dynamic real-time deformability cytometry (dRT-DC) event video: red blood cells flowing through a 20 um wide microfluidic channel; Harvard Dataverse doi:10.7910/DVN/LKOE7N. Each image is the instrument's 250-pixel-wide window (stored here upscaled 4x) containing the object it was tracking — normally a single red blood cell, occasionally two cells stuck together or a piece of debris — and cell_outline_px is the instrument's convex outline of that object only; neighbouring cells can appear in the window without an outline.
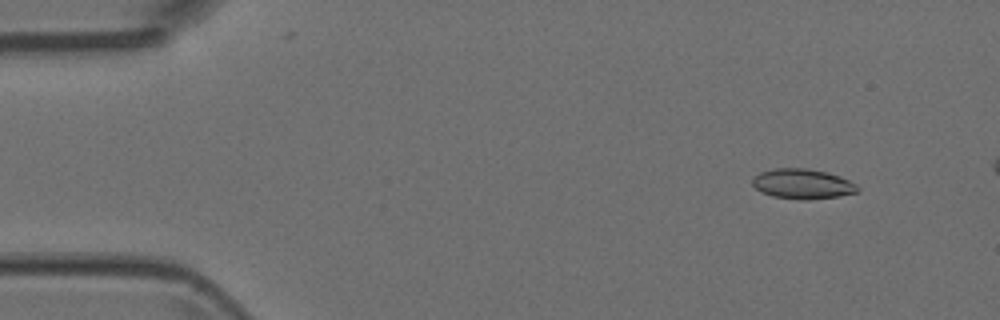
{"species": "Egyptian fruit bat (a non-hibernating species)", "species_latin": "Rousettus aegyptiacus", "temperature_condition": "room temperature", "stored_images_in_passage": 7, "camera_frame_rate_fps": 3000, "um_per_image_px": 0.085, "animal": {"sex": "female"}, "frame": {"image": 1, "passage_image": 2, "time_ms": 0.333, "image_size_px": [1000, 320], "cell_outline_px": [[860, 188], [856, 192], [840, 196], [808, 200], [800, 200], [772, 196], [760, 192], [752, 184], [752, 176], [760, 172], [772, 168], [808, 168], [828, 172], [840, 176], [856, 184]], "centroid_in_image_um": [68.19, 15.63], "position_along_channel_um": 16.8, "area_um2": 18.67}}
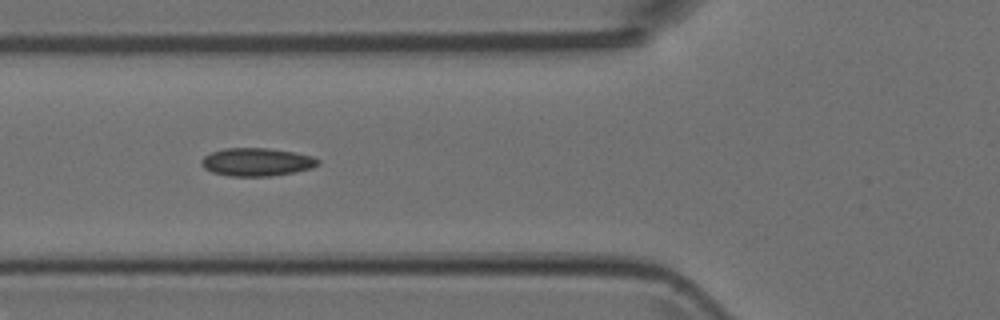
{"frame": {"image": 2, "passage_image": 6, "time_ms": 1.667, "image_size_px": [1000, 320], "cell_outline_px": [[320, 164], [312, 168], [296, 172], [272, 176], [228, 176], [212, 172], [204, 168], [200, 164], [200, 160], [204, 156], [212, 152], [224, 148], [268, 148], [292, 152], [312, 156], [320, 160]], "centroid_in_image_um": [21.82, 13.78], "position_along_channel_um": 104.0, "area_um2": 19.19}}
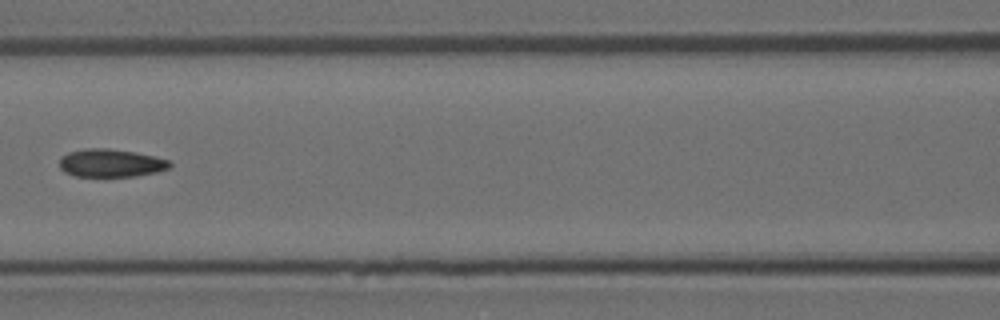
{"frame": {"image": 3, "passage_image": 7, "time_ms": 2.0, "image_size_px": [1000, 320], "cell_outline_px": [[172, 164], [168, 168], [156, 172], [136, 176], [104, 180], [76, 176], [64, 172], [60, 168], [60, 156], [68, 152], [84, 148], [108, 148], [136, 152], [156, 156], [168, 160]], "centroid_in_image_um": [9.38, 13.9], "position_along_channel_um": 157.2, "area_um2": 18.96}}